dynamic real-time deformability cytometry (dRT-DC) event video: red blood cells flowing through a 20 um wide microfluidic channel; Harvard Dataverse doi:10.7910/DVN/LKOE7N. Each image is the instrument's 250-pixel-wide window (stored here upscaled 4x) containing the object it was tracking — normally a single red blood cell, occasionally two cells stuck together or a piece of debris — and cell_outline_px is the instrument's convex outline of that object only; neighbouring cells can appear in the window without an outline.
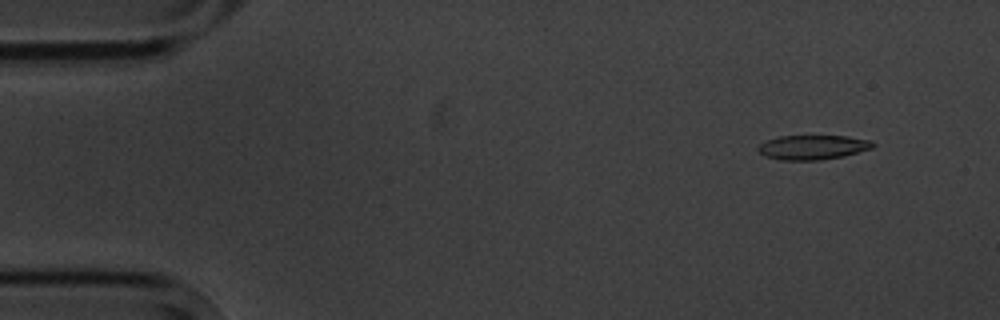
{"species": "common noctule bat (a hibernating species)", "species_latin": "Nyctalus noctula", "temperature_condition": "cold", "stored_images_in_passage": 4, "camera_frame_rate_fps": 3000, "um_per_image_px": 0.085, "animal": {"sex": "male", "body_mass_g": 20.1, "forearm_length_mm": 53.5}, "frame": {"image": 1, "passage_image": 1, "time_ms": 0.0, "image_size_px": [1000, 320], "cell_outline_px": [[876, 144], [872, 148], [844, 156], [820, 160], [780, 160], [764, 156], [756, 148], [764, 140], [780, 136], [848, 136], [872, 140]], "centroid_in_image_um": [69.08, 12.51], "position_along_channel_um": 15.9, "area_um2": 16.53}}
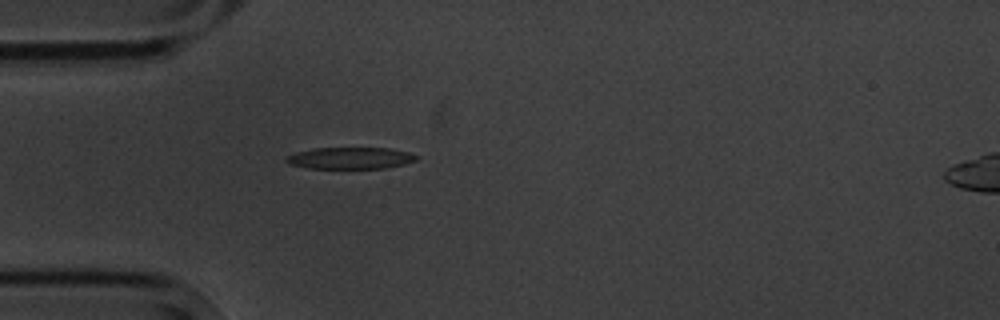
{"frame": {"image": 2, "passage_image": 4, "time_ms": 3.667, "image_size_px": [1000, 320], "cell_outline_px": [[416, 160], [404, 164], [384, 168], [308, 168], [288, 164], [284, 160], [284, 156], [296, 152], [312, 148], [388, 148], [408, 152], [416, 156]], "centroid_in_image_um": [29.69, 13.43], "position_along_channel_um": 55.3, "area_um2": 16.42}}